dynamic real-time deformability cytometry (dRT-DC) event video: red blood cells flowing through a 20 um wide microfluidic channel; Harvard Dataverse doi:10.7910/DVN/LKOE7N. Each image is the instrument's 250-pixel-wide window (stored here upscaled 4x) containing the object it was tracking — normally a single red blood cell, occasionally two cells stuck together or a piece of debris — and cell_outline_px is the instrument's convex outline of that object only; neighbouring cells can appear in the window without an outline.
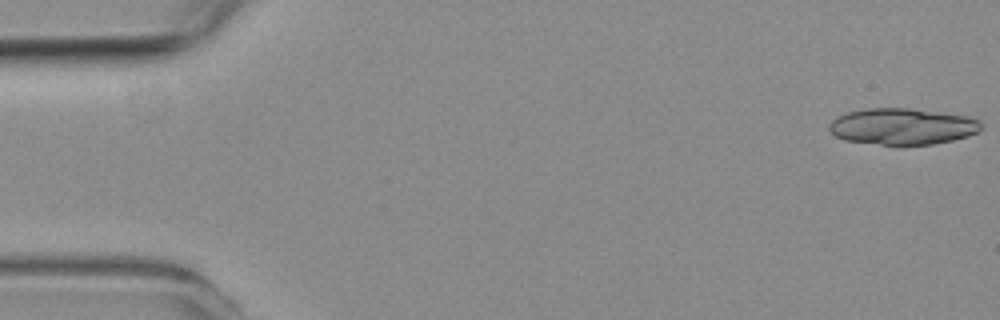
{"species": "common noctule bat (a hibernating species)", "species_latin": "Nyctalus noctula", "temperature_condition": "room temperature", "stored_images_in_passage": 16, "camera_frame_rate_fps": 3000, "um_per_image_px": 0.085, "animal": {"sex": "female", "body_mass_g": 19.3, "forearm_length_mm": 54.1}, "frame": {"image": 1, "passage_image": 1, "time_ms": 0.0, "image_size_px": [1000, 320], "cell_outline_px": [[984, 128], [968, 136], [952, 140], [932, 144], [880, 144], [844, 140], [836, 136], [828, 128], [828, 124], [836, 116], [848, 112], [864, 108], [912, 108], [968, 116], [980, 120]], "centroid_in_image_um": [76.71, 10.73], "position_along_channel_um": 8.3, "area_um2": 32.25}}